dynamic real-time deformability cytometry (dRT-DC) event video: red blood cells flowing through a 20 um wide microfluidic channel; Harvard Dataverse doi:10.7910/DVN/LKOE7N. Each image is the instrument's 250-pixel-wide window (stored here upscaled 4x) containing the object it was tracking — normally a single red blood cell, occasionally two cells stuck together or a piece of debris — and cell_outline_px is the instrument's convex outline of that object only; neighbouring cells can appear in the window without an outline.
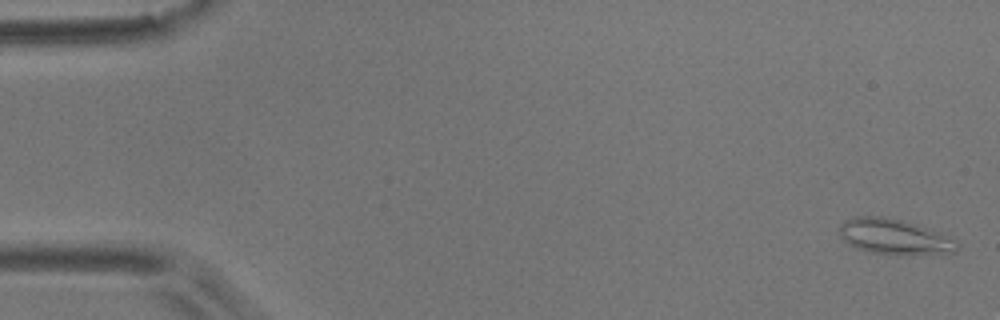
{"species": "common noctule bat (a hibernating species)", "species_latin": "Nyctalus noctula", "temperature_condition": "room temperature", "stored_images_in_passage": 5, "camera_frame_rate_fps": 3000, "um_per_image_px": 0.085, "animal": {"sex": "male", "body_mass_g": 17.9}, "frame": {"image": 1, "passage_image": 1, "time_ms": 0.0, "image_size_px": [1000, 320], "cell_outline_px": [[960, 244], [956, 252], [900, 256], [896, 256], [868, 252], [856, 248], [848, 244], [840, 236], [836, 228], [844, 220], [852, 216], [884, 216], [916, 224], [928, 228], [956, 240]], "centroid_in_image_um": [75.97, 20.14], "position_along_channel_um": 9.0, "area_um2": 24.91}}